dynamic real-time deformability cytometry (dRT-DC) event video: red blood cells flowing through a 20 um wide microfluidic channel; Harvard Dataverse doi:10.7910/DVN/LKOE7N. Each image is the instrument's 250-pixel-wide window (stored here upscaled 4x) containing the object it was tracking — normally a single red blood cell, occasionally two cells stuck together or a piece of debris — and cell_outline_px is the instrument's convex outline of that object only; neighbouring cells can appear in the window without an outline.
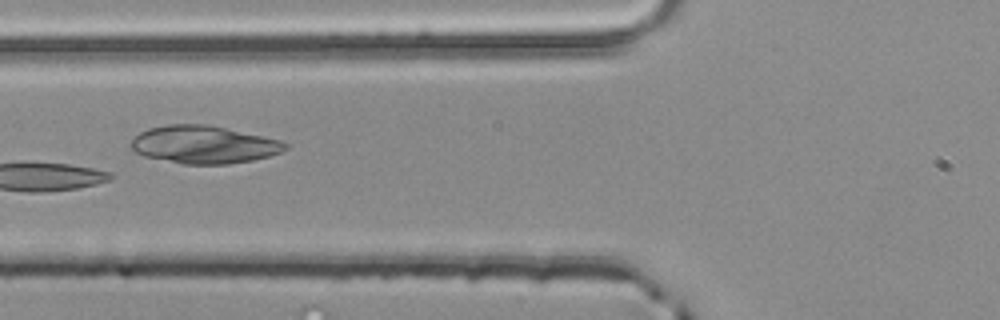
{"species": "common noctule bat (a hibernating species)", "species_latin": "Nyctalus noctula", "temperature_condition": "room temperature", "stored_images_in_passage": 5, "camera_frame_rate_fps": 3000, "um_per_image_px": 0.085, "animal": {"sex": "male", "body_mass_g": 20.4}, "frame": {"image": 1, "passage_image": 5, "time_ms": 1.333, "image_size_px": [1000, 320], "cell_outline_px": [[288, 148], [280, 152], [268, 156], [252, 160], [228, 164], [180, 164], [144, 156], [136, 152], [128, 144], [140, 132], [148, 128], [168, 124], [204, 124], [224, 128], [280, 140], [288, 144]], "centroid_in_image_um": [17.28, 12.3], "position_along_channel_um": 108.5, "area_um2": 33.76}}